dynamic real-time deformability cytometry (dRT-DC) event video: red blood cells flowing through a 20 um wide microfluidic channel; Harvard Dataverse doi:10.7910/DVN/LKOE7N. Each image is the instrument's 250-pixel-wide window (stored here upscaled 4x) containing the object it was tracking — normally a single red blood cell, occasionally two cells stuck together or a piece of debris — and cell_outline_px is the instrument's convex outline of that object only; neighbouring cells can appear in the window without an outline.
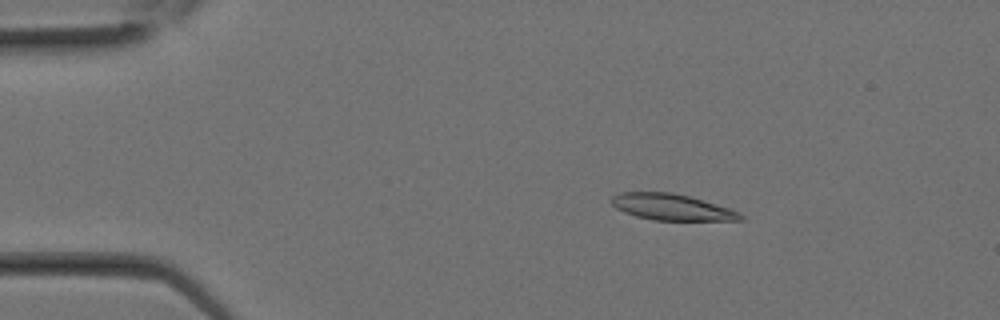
{"species": "Egyptian fruit bat (a non-hibernating species)", "species_latin": "Rousettus aegyptiacus", "temperature_condition": "room temperature", "stored_images_in_passage": 15, "camera_frame_rate_fps": 3000, "um_per_image_px": 0.085, "animal": {"sex": "female"}, "frame": {"image": 1, "passage_image": 5, "time_ms": 1.333, "image_size_px": [1000, 320], "cell_outline_px": [[744, 220], [652, 220], [636, 216], [624, 212], [616, 208], [608, 200], [612, 196], [620, 192], [672, 192], [688, 196], [728, 208], [740, 212], [744, 216]], "centroid_in_image_um": [57.05, 17.6], "position_along_channel_um": 28.0, "area_um2": 19.65}}
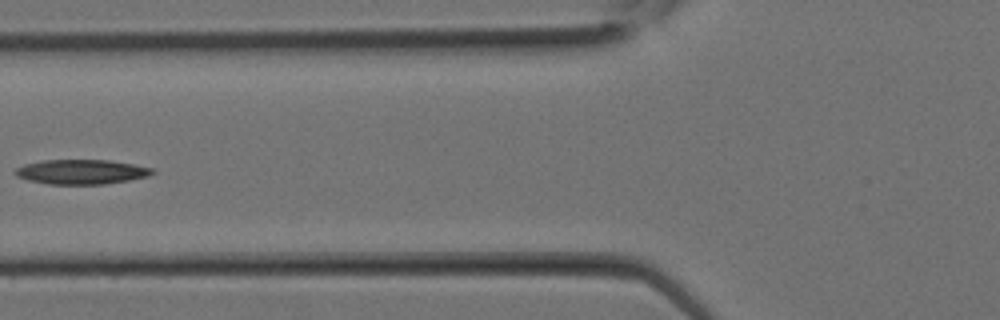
{"frame": {"image": 2, "passage_image": 11, "time_ms": 3.333, "image_size_px": [1000, 320], "cell_outline_px": [[156, 172], [148, 176], [128, 180], [104, 184], [48, 184], [28, 180], [16, 176], [12, 172], [16, 168], [24, 164], [44, 160], [108, 160], [156, 168]], "centroid_in_image_um": [6.92, 14.6], "position_along_channel_um": 118.9, "area_um2": 19.77}}
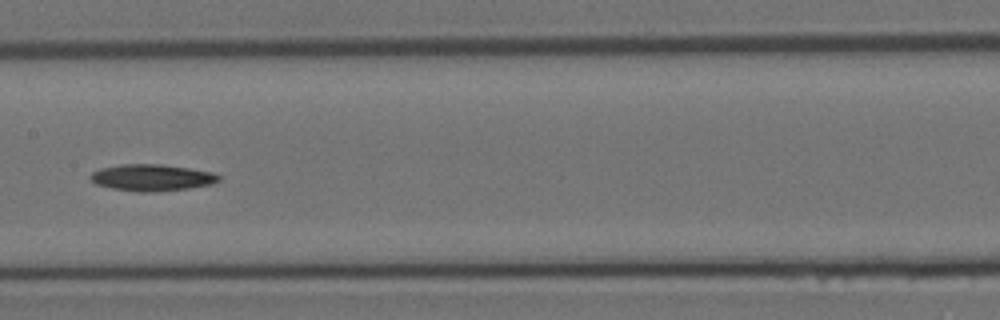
{"frame": {"image": 3, "passage_image": 14, "time_ms": 4.333, "image_size_px": [1000, 320], "cell_outline_px": [[220, 180], [212, 184], [188, 188], [156, 192], [140, 192], [112, 188], [96, 184], [92, 180], [92, 172], [100, 168], [120, 164], [160, 164], [188, 168], [212, 172], [220, 176]], "centroid_in_image_um": [12.92, 15.09], "position_along_channel_um": 194.5, "area_um2": 19.77}}